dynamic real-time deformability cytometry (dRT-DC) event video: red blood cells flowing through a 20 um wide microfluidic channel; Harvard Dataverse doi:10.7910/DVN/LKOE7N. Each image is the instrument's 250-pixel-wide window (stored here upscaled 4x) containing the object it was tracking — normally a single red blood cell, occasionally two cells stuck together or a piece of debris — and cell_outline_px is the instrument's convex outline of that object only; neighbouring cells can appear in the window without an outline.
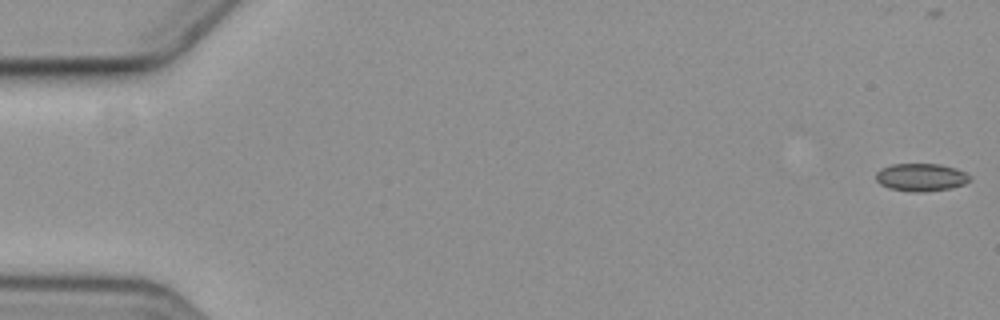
{"species": "common noctule bat (a hibernating species)", "species_latin": "Nyctalus noctula", "temperature_condition": "cold", "stored_images_in_passage": 10, "camera_frame_rate_fps": 3000, "um_per_image_px": 0.085, "animal": {"sex": "female", "body_mass_g": 19.3, "forearm_length_mm": 54.1}, "frame": {"image": 1, "passage_image": 1, "time_ms": 0.0, "image_size_px": [1000, 320], "cell_outline_px": [[972, 176], [964, 184], [948, 188], [888, 188], [880, 184], [876, 180], [876, 172], [880, 168], [892, 164], [940, 164], [956, 168]], "centroid_in_image_um": [78.27, 14.98], "position_along_channel_um": 6.7, "area_um2": 14.16}}